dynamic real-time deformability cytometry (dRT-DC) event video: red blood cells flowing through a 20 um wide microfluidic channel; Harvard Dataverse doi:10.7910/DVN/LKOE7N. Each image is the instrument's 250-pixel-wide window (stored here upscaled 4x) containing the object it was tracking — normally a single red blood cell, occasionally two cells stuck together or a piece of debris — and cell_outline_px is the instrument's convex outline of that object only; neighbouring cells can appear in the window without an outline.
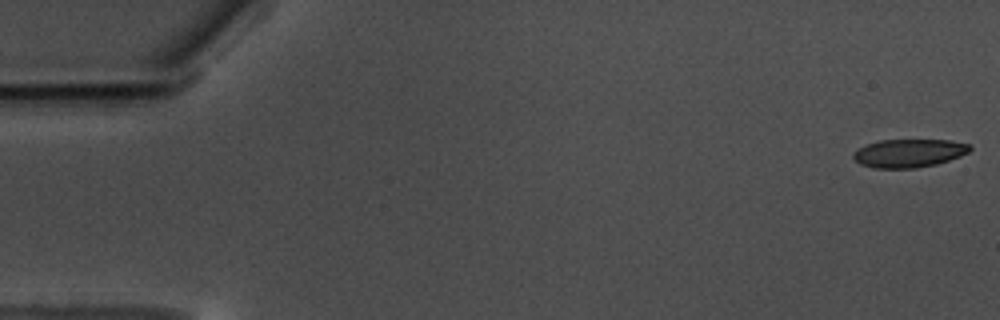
{"species": "common noctule bat (a hibernating species)", "species_latin": "Nyctalus noctula", "temperature_condition": "warm", "stored_images_in_passage": 58, "camera_frame_rate_fps": 3000, "um_per_image_px": 0.085, "animal": {"sex": "male", "body_mass_g": 17.5, "forearm_length_mm": 52.3}, "frame": {"image": 1, "passage_image": 1, "time_ms": 0.0, "image_size_px": [1000, 320], "cell_outline_px": [[972, 148], [968, 152], [960, 156], [936, 164], [916, 168], [872, 168], [860, 164], [852, 156], [852, 152], [856, 148], [880, 140], [948, 140], [968, 144]], "centroid_in_image_um": [77.21, 13.02], "position_along_channel_um": 7.8, "area_um2": 19.19}}
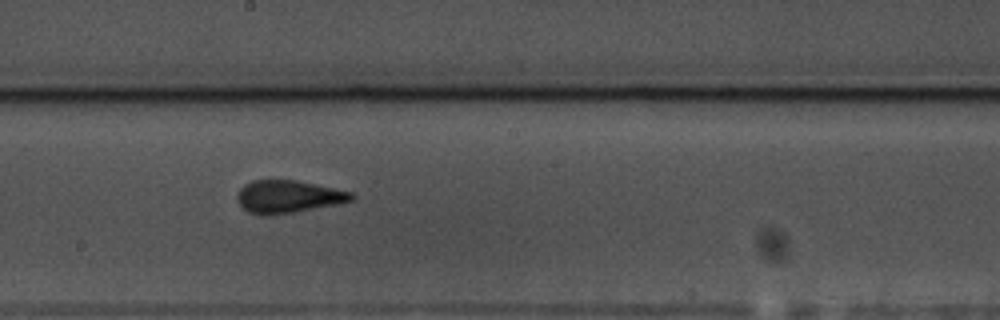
{"frame": {"image": 2, "passage_image": 32, "time_ms": 10.333, "image_size_px": [1000, 320], "cell_outline_px": [[356, 196], [352, 200], [336, 204], [296, 212], [272, 216], [260, 216], [248, 212], [236, 200], [236, 192], [244, 184], [252, 180], [296, 180], [352, 192]], "centroid_in_image_um": [24.44, 16.73], "position_along_channel_um": 223.8, "area_um2": 21.96}}
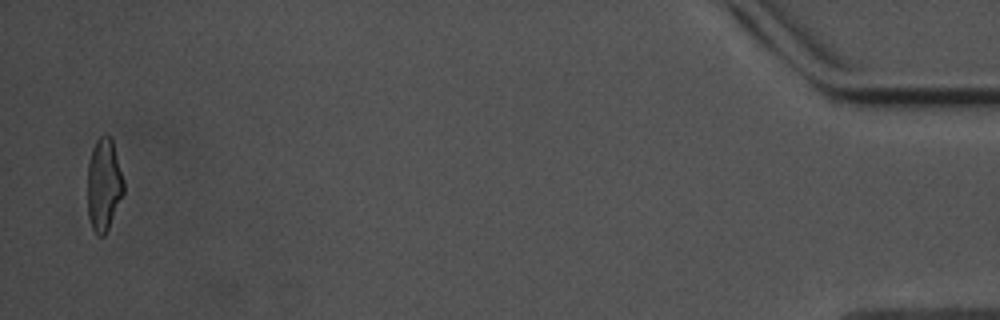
{"frame": {"image": 3, "passage_image": 57, "time_ms": 18.667, "image_size_px": [1000, 320], "cell_outline_px": [[124, 192], [108, 228], [104, 236], [100, 236], [92, 228], [88, 216], [88, 160], [92, 148], [96, 140], [100, 136], [108, 136], [112, 140], [124, 180]], "centroid_in_image_um": [8.82, 15.69], "position_along_channel_um": 426.4, "area_um2": 19.31}, "authors_computed_cell_mechanics": {"area_um2": 20.6635, "velocity_mm_per_s": 3.5148, "shape_relaxation_time_tau1_ms": 5.7533, "shape_relaxation_time_tau2_ms": 1.3837, "deformation_change_tau1": 0.1516, "deformation_change_tau2": 0.1033}}